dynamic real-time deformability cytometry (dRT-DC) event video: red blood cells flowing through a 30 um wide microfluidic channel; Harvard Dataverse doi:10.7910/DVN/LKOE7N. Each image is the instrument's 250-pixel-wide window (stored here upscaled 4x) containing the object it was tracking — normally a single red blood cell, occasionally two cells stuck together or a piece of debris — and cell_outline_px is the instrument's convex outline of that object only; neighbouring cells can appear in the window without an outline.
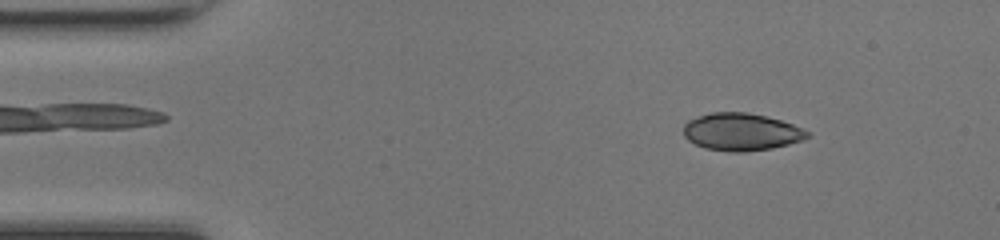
{"species": "common noctule bat (a hibernating species)", "species_latin": "Nyctalus noctula", "temperature_condition": "room temperature", "stored_images_in_passage": 47, "camera_frame_rate_fps": 3000, "um_per_image_px": 0.085, "animal": {"sex": "female", "body_mass_g": 17.0, "forearm_length_mm": 48.0}, "frame": {"image": 1, "passage_image": 6, "time_ms": 1.667, "image_size_px": [1000, 240], "cell_outline_px": [[812, 136], [804, 140], [772, 148], [744, 152], [728, 152], [704, 148], [688, 140], [684, 136], [684, 124], [688, 120], [712, 112], [748, 112], [780, 120], [792, 124], [808, 132]], "centroid_in_image_um": [63.01, 11.22], "position_along_channel_um": 22.0, "area_um2": 26.99}}
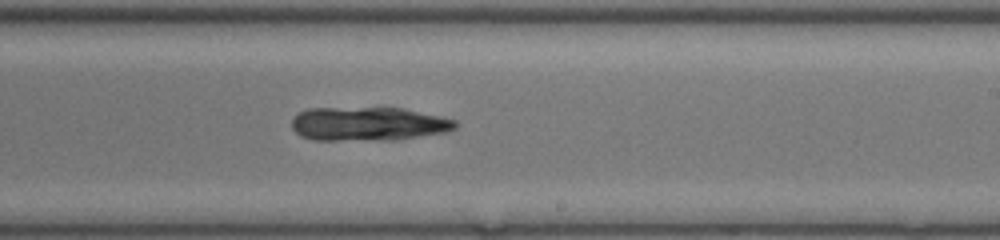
{"frame": {"image": 2, "passage_image": 28, "time_ms": 9.0, "image_size_px": [1000, 240], "cell_outline_px": [[456, 128], [448, 132], [396, 140], [312, 140], [300, 136], [292, 128], [292, 120], [296, 112], [308, 108], [404, 108], [440, 116], [456, 120]], "centroid_in_image_um": [31.29, 10.53], "position_along_channel_um": 257.7, "area_um2": 32.6}}
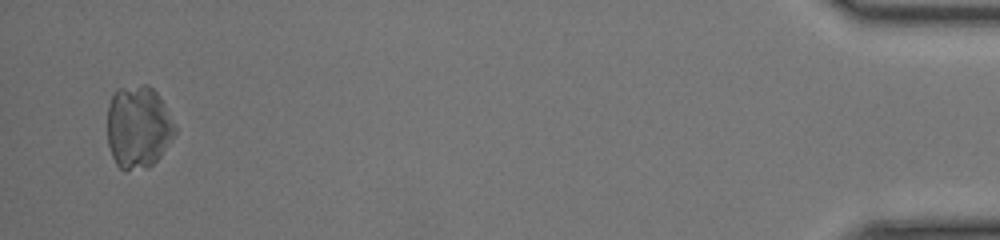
{"frame": {"image": 3, "passage_image": 46, "time_ms": 15.0, "image_size_px": [1000, 240], "cell_outline_px": [[176, 136], [160, 156], [148, 168], [124, 172], [116, 164], [112, 156], [108, 144], [108, 104], [116, 88], [144, 84], [148, 84], [160, 96], [176, 128]], "centroid_in_image_um": [11.75, 10.81], "position_along_channel_um": 423.5, "area_um2": 32.95}}